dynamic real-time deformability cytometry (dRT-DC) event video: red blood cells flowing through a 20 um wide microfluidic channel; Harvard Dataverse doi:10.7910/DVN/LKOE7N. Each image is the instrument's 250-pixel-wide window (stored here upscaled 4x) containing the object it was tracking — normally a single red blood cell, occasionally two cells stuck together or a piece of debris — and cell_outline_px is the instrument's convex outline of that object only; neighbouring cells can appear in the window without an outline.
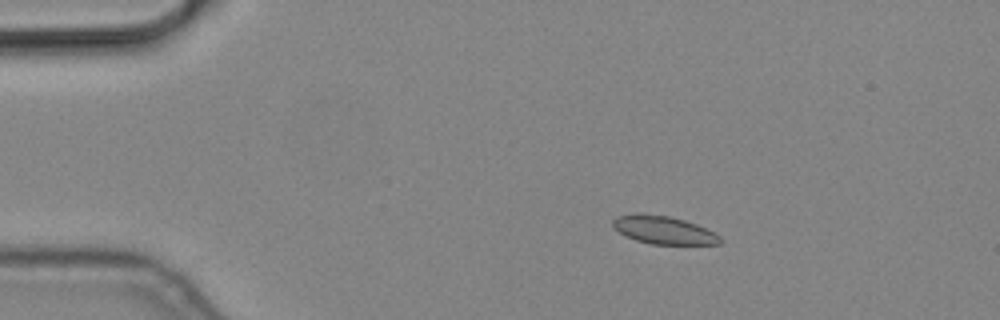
{"species": "common noctule bat (a hibernating species)", "species_latin": "Nyctalus noctula", "temperature_condition": "cold", "stored_images_in_passage": 5, "camera_frame_rate_fps": 3000, "um_per_image_px": 0.085, "animal": {"sex": "male", "body_mass_g": 19.2, "forearm_length_mm": 51.8}, "frame": {"image": 1, "passage_image": 3, "time_ms": 0.667, "image_size_px": [1000, 320], "cell_outline_px": [[724, 240], [720, 244], [652, 244], [636, 240], [624, 236], [612, 224], [612, 220], [616, 216], [636, 212], [644, 212], [668, 216], [684, 220], [696, 224], [716, 232]], "centroid_in_image_um": [56.41, 19.53], "position_along_channel_um": 28.6, "area_um2": 17.8}}